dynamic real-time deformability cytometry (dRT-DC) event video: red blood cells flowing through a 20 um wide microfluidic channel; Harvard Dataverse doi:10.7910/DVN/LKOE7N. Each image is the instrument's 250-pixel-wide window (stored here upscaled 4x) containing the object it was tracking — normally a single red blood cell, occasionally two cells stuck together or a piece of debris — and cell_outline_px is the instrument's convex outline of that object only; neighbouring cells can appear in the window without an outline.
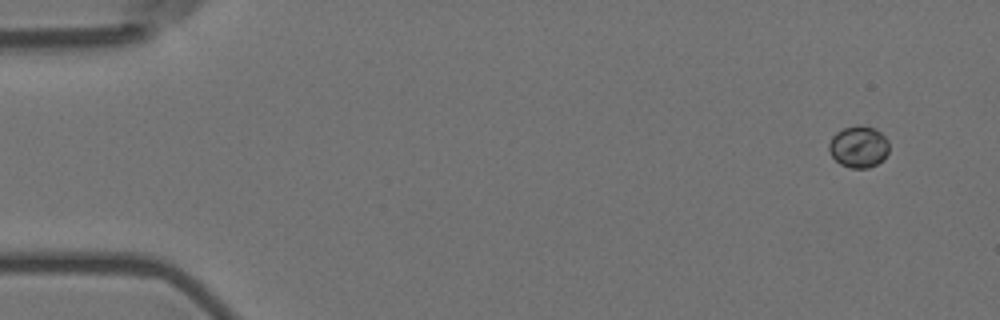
{"species": "Egyptian fruit bat (a non-hibernating species)", "species_latin": "Rousettus aegyptiacus", "temperature_condition": "room temperature", "stored_images_in_passage": 6, "camera_frame_rate_fps": 3000, "um_per_image_px": 0.085, "animal": {"sex": "female"}, "frame": {"image": 1, "passage_image": 1, "time_ms": 0.0, "image_size_px": [1000, 320], "cell_outline_px": [[888, 152], [876, 164], [868, 168], [852, 168], [840, 164], [832, 156], [828, 148], [828, 144], [832, 136], [836, 132], [844, 128], [856, 124], [860, 124], [876, 128], [888, 140]], "centroid_in_image_um": [72.96, 12.44], "position_along_channel_um": 12.0, "area_um2": 14.62}}
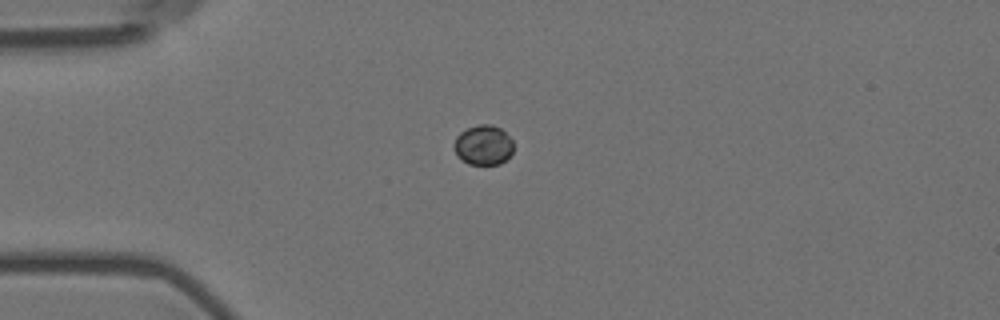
{"frame": {"image": 2, "passage_image": 4, "time_ms": 1.0, "image_size_px": [1000, 320], "cell_outline_px": [[512, 152], [500, 164], [468, 164], [456, 156], [452, 148], [452, 144], [456, 136], [460, 132], [468, 128], [480, 124], [492, 124], [500, 128], [512, 140]], "centroid_in_image_um": [41.02, 12.33], "position_along_channel_um": 44.0, "area_um2": 13.87}}
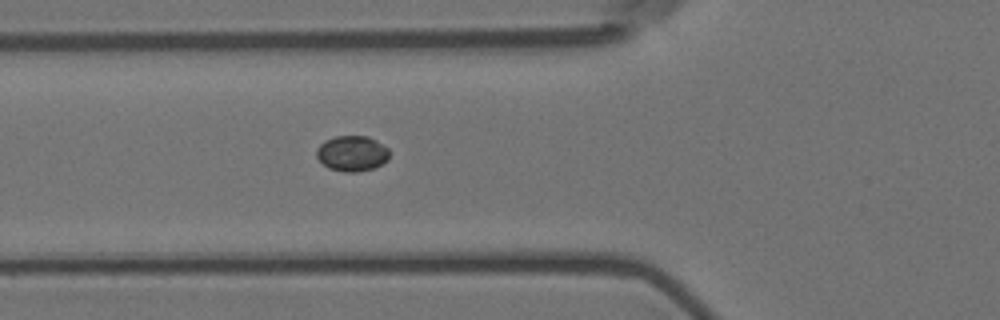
{"frame": {"image": 3, "passage_image": 6, "time_ms": 1.667, "image_size_px": [1000, 320], "cell_outline_px": [[388, 160], [372, 168], [356, 172], [344, 172], [328, 168], [316, 156], [316, 148], [324, 140], [336, 136], [368, 136], [376, 140], [388, 148]], "centroid_in_image_um": [29.9, 13.03], "position_along_channel_um": 95.9, "area_um2": 15.03}}